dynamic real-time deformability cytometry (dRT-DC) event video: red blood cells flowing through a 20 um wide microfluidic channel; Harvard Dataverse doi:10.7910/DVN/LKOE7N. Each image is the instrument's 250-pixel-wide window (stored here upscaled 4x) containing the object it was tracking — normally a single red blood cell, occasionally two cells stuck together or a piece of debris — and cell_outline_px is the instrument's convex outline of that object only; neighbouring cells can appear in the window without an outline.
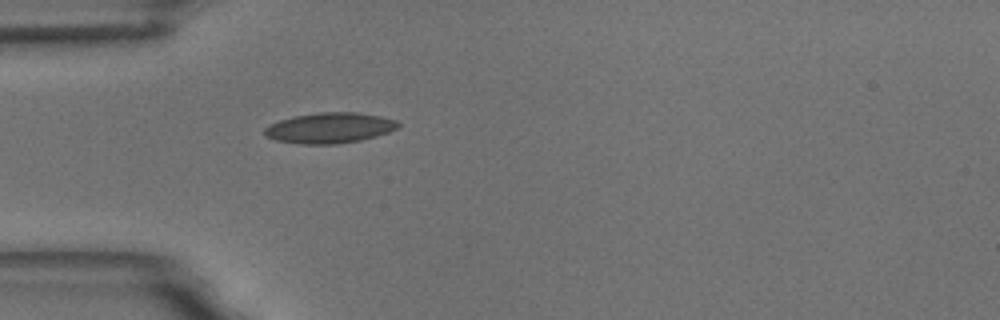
{"species": "common noctule bat (a hibernating species)", "species_latin": "Nyctalus noctula", "temperature_condition": "room temperature", "stored_images_in_passage": 40, "camera_frame_rate_fps": 3000, "um_per_image_px": 0.085, "animal": {"sex": "male", "body_mass_g": 18.8}, "frame": {"image": 1, "passage_image": 1, "time_ms": 0.0, "image_size_px": [1000, 320], "cell_outline_px": [[400, 124], [396, 128], [388, 132], [376, 136], [360, 140], [336, 144], [300, 144], [276, 140], [268, 136], [264, 132], [264, 128], [280, 120], [292, 116], [320, 112], [356, 112], [380, 116], [396, 120]], "centroid_in_image_um": [28.03, 10.87], "position_along_channel_um": 57.0, "area_um2": 23.58}}
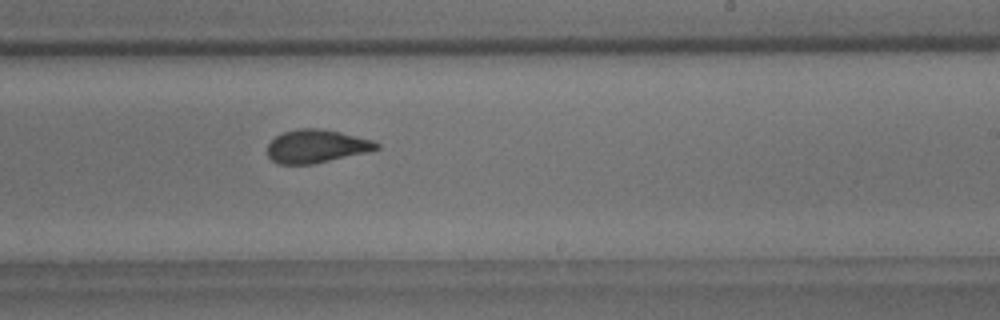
{"frame": {"image": 2, "passage_image": 18, "time_ms": 5.667, "image_size_px": [1000, 320], "cell_outline_px": [[380, 148], [364, 152], [312, 164], [280, 164], [272, 160], [268, 156], [268, 144], [276, 136], [284, 132], [296, 128], [320, 128], [340, 132], [376, 140], [380, 144]], "centroid_in_image_um": [26.9, 12.41], "position_along_channel_um": 262.1, "area_um2": 20.98}}
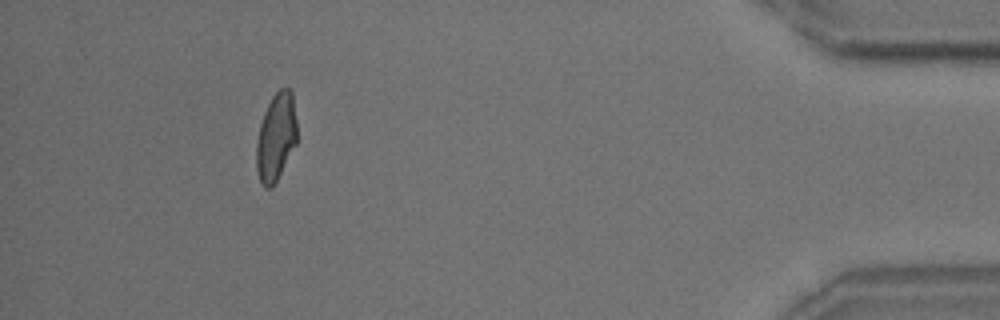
{"frame": {"image": 3, "passage_image": 35, "time_ms": 11.333, "image_size_px": [1000, 320], "cell_outline_px": [[296, 144], [272, 188], [264, 188], [260, 180], [256, 168], [256, 144], [260, 124], [264, 112], [272, 96], [280, 88], [288, 88], [292, 92], [296, 120]], "centroid_in_image_um": [23.45, 11.65], "position_along_channel_um": 411.8, "area_um2": 20.63}, "authors_computed_cell_mechanics": {"area_um2": 21.3571, "velocity_mm_per_s": 3.6885, "shape_relaxation_time_tau1_ms": 7.54, "shape_relaxation_time_tau2_ms": 1.38, "deformation_change_tau1": 0.1879, "deformation_change_tau2": 0.0734}}